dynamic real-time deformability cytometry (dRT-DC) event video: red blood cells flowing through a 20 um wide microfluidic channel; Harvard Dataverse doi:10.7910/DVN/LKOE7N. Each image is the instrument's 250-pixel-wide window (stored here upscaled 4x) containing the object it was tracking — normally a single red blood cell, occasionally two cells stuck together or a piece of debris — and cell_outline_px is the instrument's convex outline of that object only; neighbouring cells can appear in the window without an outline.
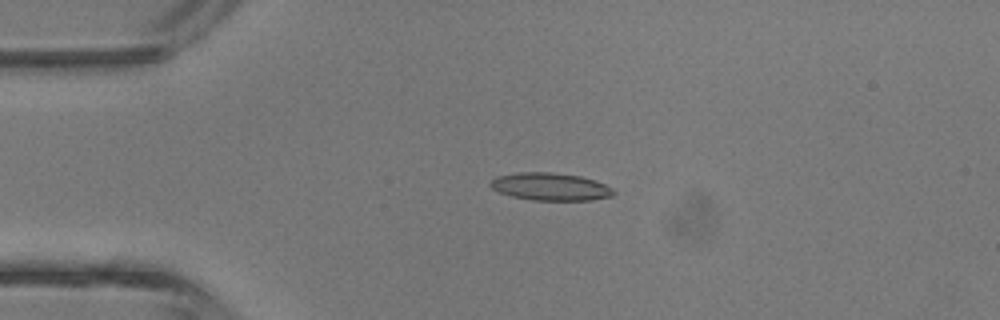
{"species": "common noctule bat (a hibernating species)", "species_latin": "Nyctalus noctula", "temperature_condition": "room temperature", "stored_images_in_passage": 2, "camera_frame_rate_fps": 3000, "um_per_image_px": 0.085, "animal": {"sex": "male", "body_mass_g": 13.3}, "frame": {"image": 1, "passage_image": 1, "time_ms": 0.0, "image_size_px": [1000, 320], "cell_outline_px": [[616, 192], [612, 196], [592, 200], [532, 200], [512, 196], [500, 192], [492, 188], [488, 184], [496, 176], [520, 172], [552, 172], [580, 176], [596, 180], [612, 188]], "centroid_in_image_um": [46.8, 15.86], "position_along_channel_um": 38.2, "area_um2": 19.83}}